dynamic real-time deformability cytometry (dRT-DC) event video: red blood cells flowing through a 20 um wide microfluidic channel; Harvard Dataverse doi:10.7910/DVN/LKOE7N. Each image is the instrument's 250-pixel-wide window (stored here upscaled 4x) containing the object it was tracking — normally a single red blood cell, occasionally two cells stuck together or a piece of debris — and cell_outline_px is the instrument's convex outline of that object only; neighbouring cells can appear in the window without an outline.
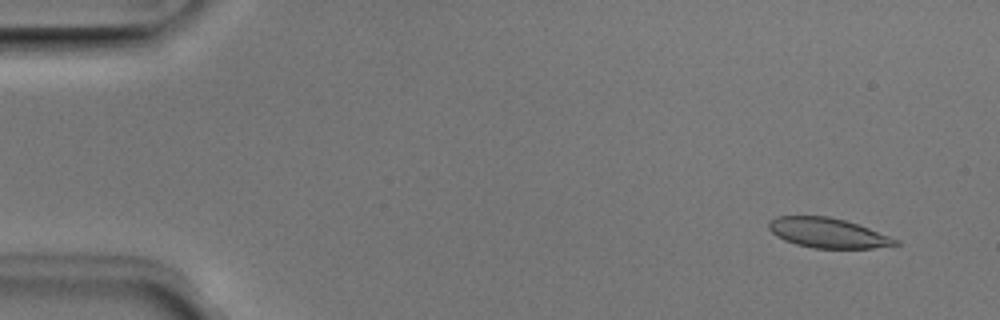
{"species": "Egyptian fruit bat (a non-hibernating species)", "species_latin": "Rousettus aegyptiacus", "temperature_condition": "room temperature", "stored_images_in_passage": 24, "camera_frame_rate_fps": 3000, "um_per_image_px": 0.085, "animal": {"sex": "male"}, "frame": {"image": 1, "passage_image": 3, "time_ms": 0.667, "image_size_px": [1000, 320], "cell_outline_px": [[900, 244], [872, 248], [812, 248], [796, 244], [784, 240], [776, 236], [768, 228], [768, 224], [776, 216], [828, 216], [844, 220], [868, 228], [900, 240]], "centroid_in_image_um": [70.35, 19.8], "position_along_channel_um": 14.6, "area_um2": 21.85}}
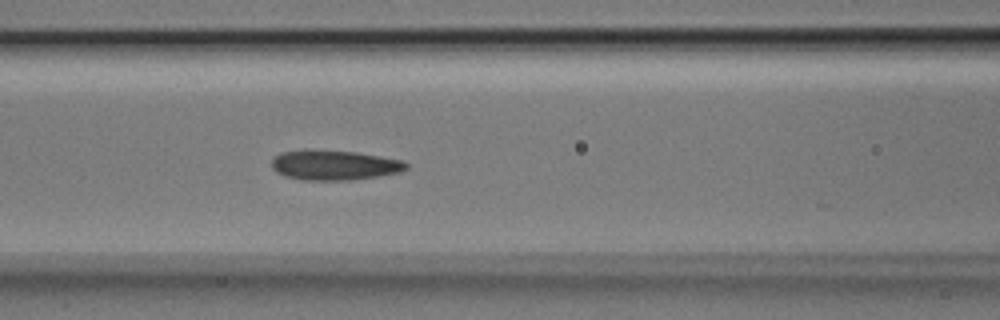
{"frame": {"image": 2, "passage_image": 21, "time_ms": 6.667, "image_size_px": [1000, 320], "cell_outline_px": [[408, 168], [400, 172], [352, 180], [304, 180], [284, 176], [276, 172], [272, 168], [272, 160], [280, 152], [304, 148], [316, 148], [356, 152], [404, 160], [408, 164]], "centroid_in_image_um": [28.38, 14.0], "position_along_channel_um": 138.2, "area_um2": 23.99}}